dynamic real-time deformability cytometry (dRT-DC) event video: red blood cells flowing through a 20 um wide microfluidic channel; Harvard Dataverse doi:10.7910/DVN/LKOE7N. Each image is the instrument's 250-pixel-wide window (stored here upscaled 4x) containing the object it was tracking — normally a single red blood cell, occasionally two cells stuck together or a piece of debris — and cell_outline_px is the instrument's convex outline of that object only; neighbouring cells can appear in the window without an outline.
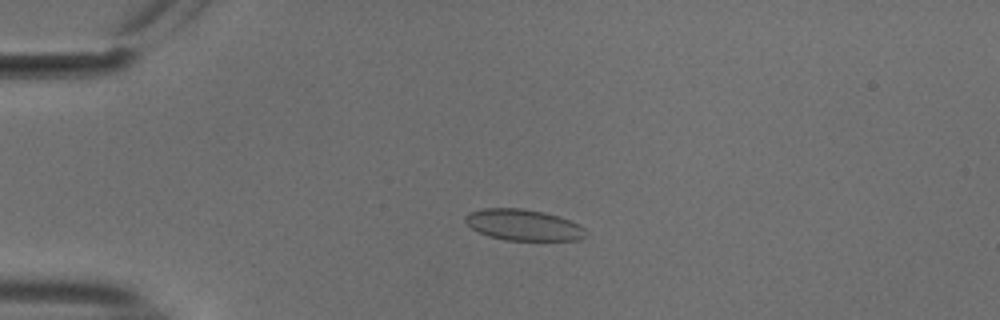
{"species": "common noctule bat (a hibernating species)", "species_latin": "Nyctalus noctula", "temperature_condition": "cold", "stored_images_in_passage": 55, "camera_frame_rate_fps": 3000, "um_per_image_px": 0.085, "animal": {"sex": "male", "body_mass_g": 18.8}, "frame": {"image": 1, "passage_image": 14, "time_ms": 4.333, "image_size_px": [1000, 320], "cell_outline_px": [[588, 236], [580, 240], [504, 240], [488, 236], [472, 228], [464, 220], [464, 216], [468, 212], [484, 208], [520, 208], [544, 212], [580, 224], [588, 232]], "centroid_in_image_um": [44.51, 19.12], "position_along_channel_um": 40.5, "area_um2": 21.96}}
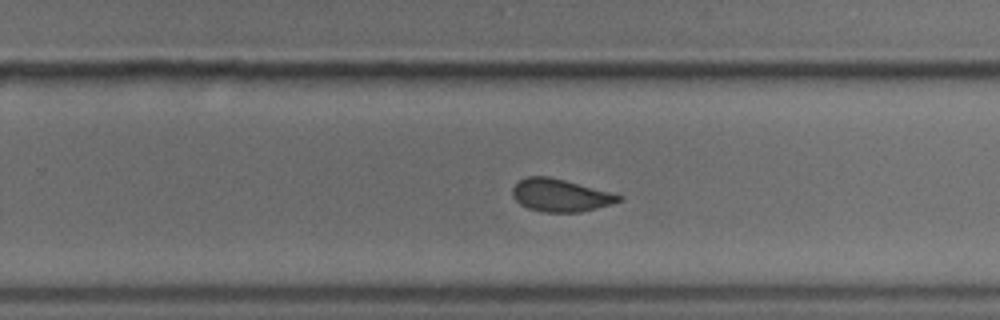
{"frame": {"image": 2, "passage_image": 36, "time_ms": 11.667, "image_size_px": [1000, 320], "cell_outline_px": [[624, 200], [612, 204], [580, 212], [540, 212], [528, 208], [520, 204], [512, 196], [512, 188], [520, 180], [528, 176], [548, 176], [612, 192], [624, 196]], "centroid_in_image_um": [47.66, 16.61], "position_along_channel_um": 282.1, "area_um2": 20.29}}
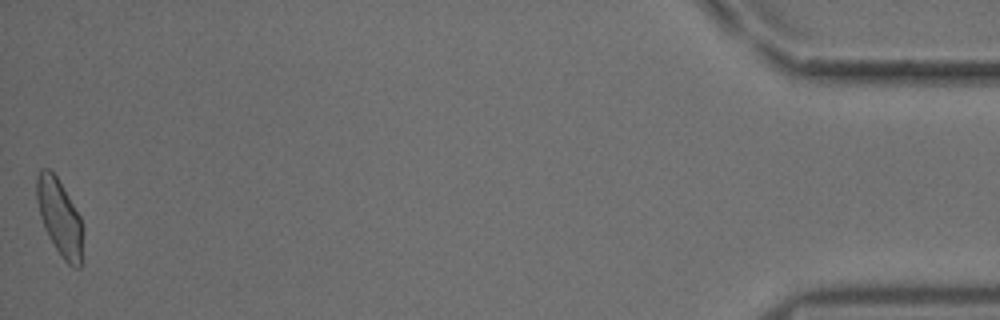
{"frame": {"image": 3, "passage_image": 55, "time_ms": 18.0, "image_size_px": [1000, 320], "cell_outline_px": [[80, 268], [72, 268], [64, 260], [48, 236], [44, 228], [40, 216], [36, 200], [36, 176], [40, 168], [48, 168], [56, 176], [80, 216]], "centroid_in_image_um": [5.0, 18.43], "position_along_channel_um": 430.2, "area_um2": 19.94}, "authors_computed_cell_mechanics": {"area_um2": 21.1548, "velocity_mm_per_s": 3.732, "shape_relaxation_time_tau1_ms": 5.994, "shape_relaxation_time_tau2_ms": 0.9839, "deformation_change_tau1": 0.0916, "deformation_change_tau2": 0.0497}}